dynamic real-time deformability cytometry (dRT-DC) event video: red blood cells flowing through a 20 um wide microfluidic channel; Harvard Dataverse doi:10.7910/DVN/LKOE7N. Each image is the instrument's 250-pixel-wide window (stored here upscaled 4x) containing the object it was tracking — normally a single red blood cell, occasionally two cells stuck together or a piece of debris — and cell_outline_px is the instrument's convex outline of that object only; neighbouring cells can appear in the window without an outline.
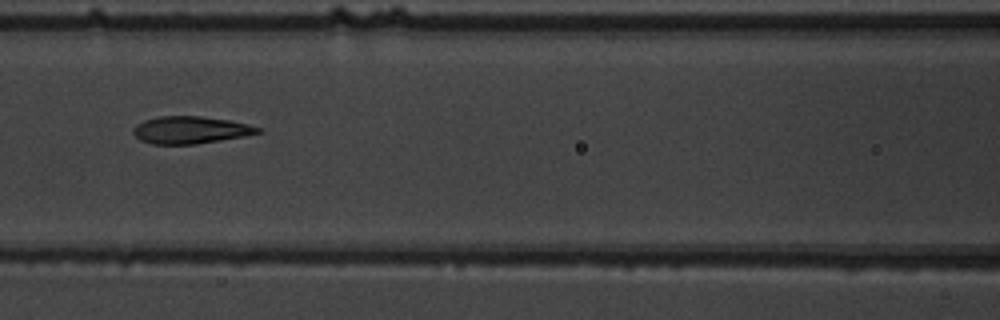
{"species": "common noctule bat (a hibernating species)", "species_latin": "Nyctalus noctula", "temperature_condition": "warm", "stored_images_in_passage": 9, "camera_frame_rate_fps": 3000, "um_per_image_px": 0.085, "animal": {"sex": "male", "body_mass_g": 19.5, "forearm_length_mm": 54.6}, "frame": {"image": 1, "passage_image": 7, "time_ms": 7.667, "image_size_px": [1000, 320], "cell_outline_px": [[264, 132], [244, 136], [196, 144], [152, 144], [140, 140], [132, 132], [132, 128], [136, 124], [144, 120], [160, 116], [200, 116], [228, 120], [248, 124], [260, 128]], "centroid_in_image_um": [16.17, 11.05], "position_along_channel_um": 150.4, "area_um2": 19.83}}
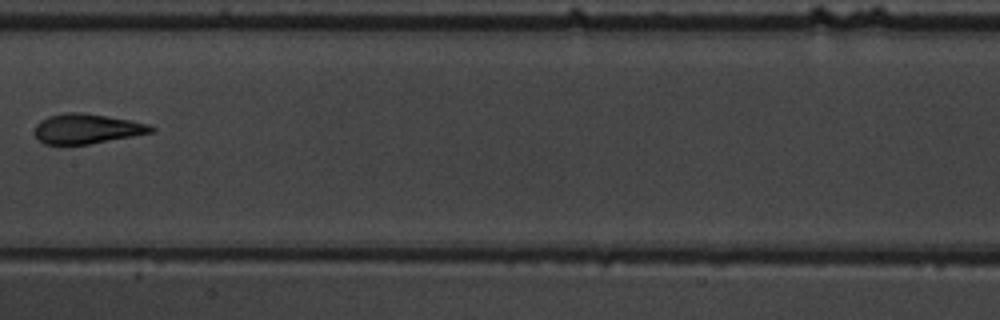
{"frame": {"image": 2, "passage_image": 8, "time_ms": 9.0, "image_size_px": [1000, 320], "cell_outline_px": [[156, 128], [152, 132], [132, 136], [88, 144], [44, 144], [36, 136], [36, 124], [40, 120], [48, 116], [64, 112], [84, 112], [132, 120], [148, 124]], "centroid_in_image_um": [7.38, 10.92], "position_along_channel_um": 200.0, "area_um2": 20.17}}
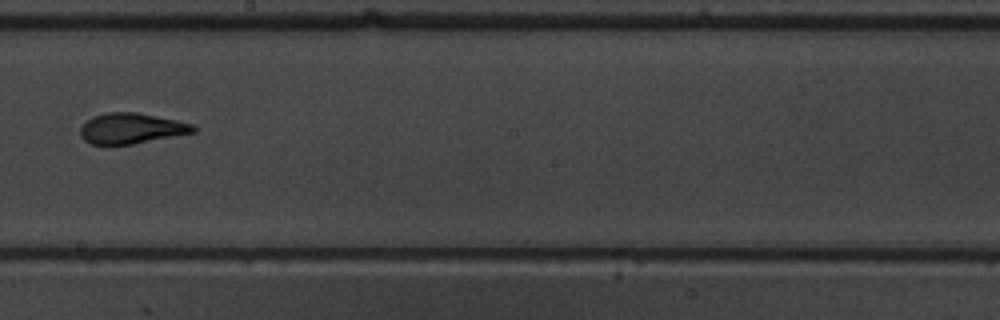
{"frame": {"image": 3, "passage_image": 9, "time_ms": 10.0, "image_size_px": [1000, 320], "cell_outline_px": [[196, 132], [132, 144], [92, 144], [84, 140], [80, 136], [80, 128], [92, 116], [104, 112], [136, 112], [176, 120], [192, 124], [196, 128]], "centroid_in_image_um": [11.14, 10.91], "position_along_channel_um": 237.1, "area_um2": 20.0}}